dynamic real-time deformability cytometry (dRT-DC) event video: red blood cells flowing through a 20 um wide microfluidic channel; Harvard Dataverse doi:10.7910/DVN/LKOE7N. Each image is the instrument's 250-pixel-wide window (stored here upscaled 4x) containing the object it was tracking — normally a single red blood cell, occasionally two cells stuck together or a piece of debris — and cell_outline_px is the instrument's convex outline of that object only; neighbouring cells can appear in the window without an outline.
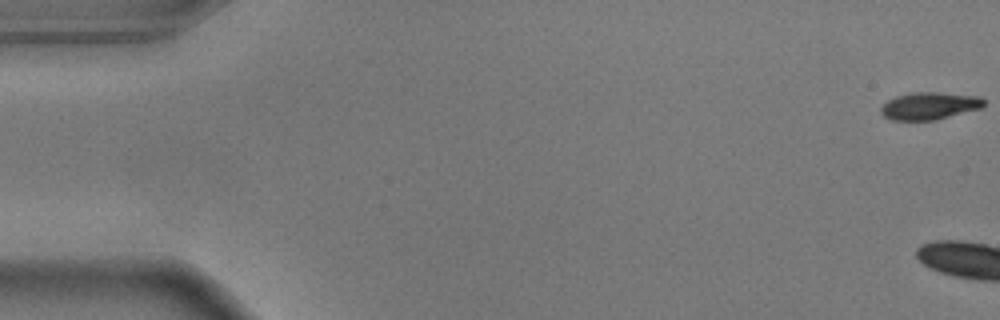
{"species": "common noctule bat (a hibernating species)", "species_latin": "Nyctalus noctula", "temperature_condition": "warm", "stored_images_in_passage": 5, "camera_frame_rate_fps": 3000, "um_per_image_px": 0.085, "animal": {"sex": "male", "body_mass_g": 17.9}, "frame": {"image": 1, "passage_image": 1, "time_ms": 0.0, "image_size_px": [1000, 320], "cell_outline_px": [[984, 104], [980, 108], [932, 120], [892, 120], [884, 116], [880, 112], [880, 108], [888, 100], [896, 96], [912, 92], [936, 92], [980, 96], [984, 100]], "centroid_in_image_um": [78.97, 8.98], "position_along_channel_um": 6.0, "area_um2": 16.18}}